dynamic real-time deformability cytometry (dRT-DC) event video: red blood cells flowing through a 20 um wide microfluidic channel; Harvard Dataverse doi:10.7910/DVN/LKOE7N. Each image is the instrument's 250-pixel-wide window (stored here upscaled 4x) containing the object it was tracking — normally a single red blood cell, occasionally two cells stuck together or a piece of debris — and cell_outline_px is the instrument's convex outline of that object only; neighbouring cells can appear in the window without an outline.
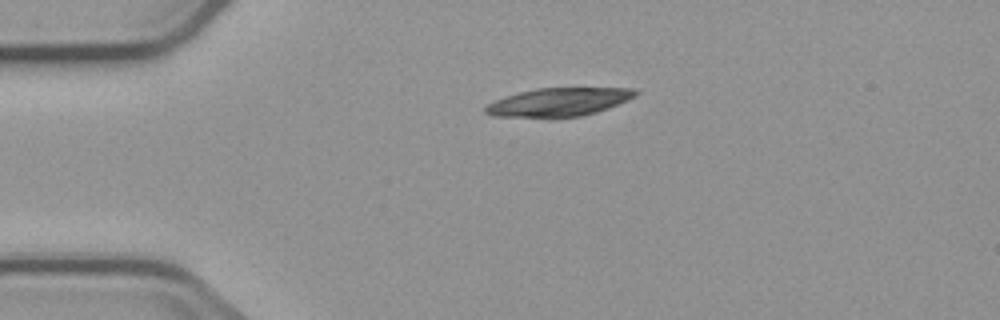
{"species": "common noctule bat (a hibernating species)", "species_latin": "Nyctalus noctula", "temperature_condition": "cold", "stored_images_in_passage": 2, "camera_frame_rate_fps": 3000, "um_per_image_px": 0.085, "animal": {"sex": "male", "body_mass_g": 23.1, "forearm_length_mm": 52.7}, "frame": {"image": 1, "passage_image": 1, "time_ms": 0.0, "image_size_px": [1000, 320], "cell_outline_px": [[640, 92], [636, 96], [628, 100], [608, 108], [596, 112], [580, 116], [552, 120], [548, 120], [492, 116], [484, 112], [484, 108], [488, 104], [504, 96], [536, 88], [636, 88]], "centroid_in_image_um": [47.45, 8.72], "position_along_channel_um": 37.5, "area_um2": 25.72}}